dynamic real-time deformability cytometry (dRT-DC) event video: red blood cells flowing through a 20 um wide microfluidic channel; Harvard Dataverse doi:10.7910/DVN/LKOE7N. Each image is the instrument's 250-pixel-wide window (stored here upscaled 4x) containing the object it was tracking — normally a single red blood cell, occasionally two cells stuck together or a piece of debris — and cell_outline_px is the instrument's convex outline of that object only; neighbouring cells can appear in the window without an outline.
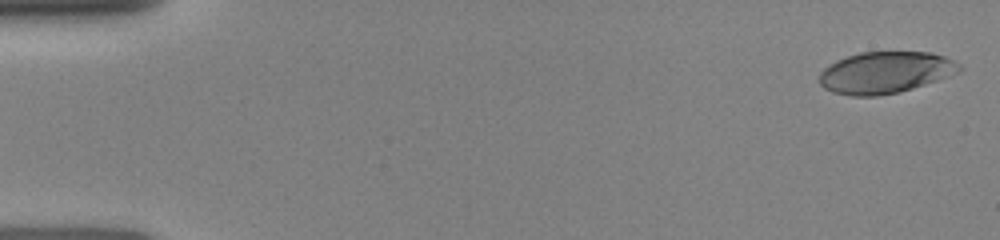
{"species": "human", "species_latin": "Homo sapiens", "temperature_condition": "room temperature", "stored_images_in_passage": 10, "camera_frame_rate_fps": 3000, "um_per_image_px": 0.085, "donor": {"sex": "female"}, "frame": {"image": 1, "passage_image": 1, "time_ms": 0.0, "image_size_px": [1000, 240], "cell_outline_px": [[964, 68], [960, 72], [900, 92], [876, 96], [852, 96], [832, 92], [824, 88], [820, 84], [820, 72], [824, 68], [836, 60], [860, 52], [932, 52], [944, 56], [960, 64]], "centroid_in_image_um": [75.25, 6.16], "position_along_channel_um": 9.7, "area_um2": 33.93}}
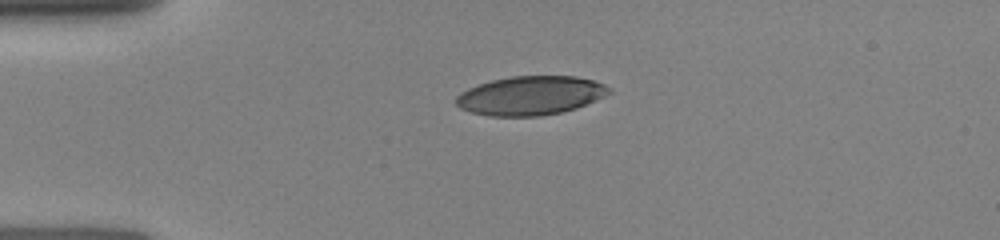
{"frame": {"image": 2, "passage_image": 7, "time_ms": 3.333, "image_size_px": [1000, 240], "cell_outline_px": [[612, 92], [604, 96], [576, 108], [560, 112], [540, 116], [488, 116], [472, 112], [460, 108], [456, 104], [456, 96], [460, 92], [468, 88], [492, 80], [512, 76], [576, 76], [592, 80], [604, 84], [612, 88]], "centroid_in_image_um": [45.09, 8.12], "position_along_channel_um": 39.9, "area_um2": 34.62}}